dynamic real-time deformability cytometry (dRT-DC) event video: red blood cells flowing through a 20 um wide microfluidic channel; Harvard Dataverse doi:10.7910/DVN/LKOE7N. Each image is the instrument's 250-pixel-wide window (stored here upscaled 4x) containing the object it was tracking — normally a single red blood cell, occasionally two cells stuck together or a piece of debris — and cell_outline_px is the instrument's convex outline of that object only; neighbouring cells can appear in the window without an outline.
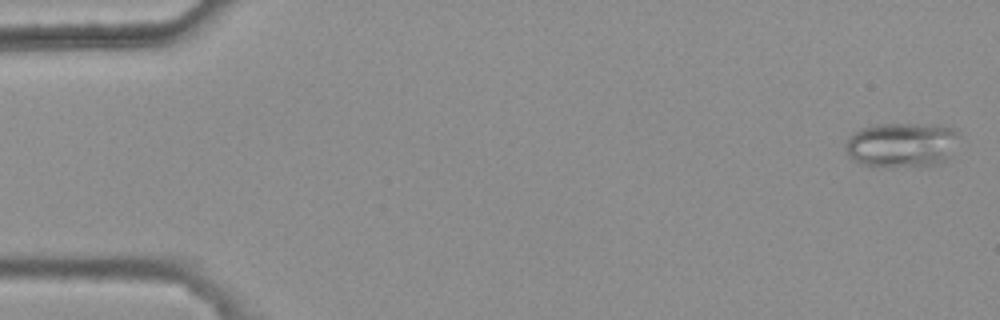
{"species": "common noctule bat (a hibernating species)", "species_latin": "Nyctalus noctula", "temperature_condition": "warm", "stored_images_in_passage": 5, "camera_frame_rate_fps": 3000, "um_per_image_px": 0.085, "animal": {"sex": "female", "body_mass_g": 25.1}, "frame": {"image": 1, "passage_image": 1, "time_ms": 0.0, "image_size_px": [1000, 320], "cell_outline_px": [[960, 136], [948, 160], [940, 164], [888, 168], [864, 164], [848, 156], [844, 144], [848, 136], [852, 132], [860, 128], [872, 124], [940, 124], [952, 128], [960, 132]], "centroid_in_image_um": [76.66, 12.3], "position_along_channel_um": 8.3, "area_um2": 30.46}}